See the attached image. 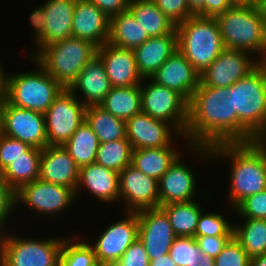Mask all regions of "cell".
Wrapping results in <instances>:
<instances>
[{
  "mask_svg": "<svg viewBox=\"0 0 266 266\" xmlns=\"http://www.w3.org/2000/svg\"><path fill=\"white\" fill-rule=\"evenodd\" d=\"M230 86H200L188 105L185 131L190 146L212 147L232 143V104Z\"/></svg>",
  "mask_w": 266,
  "mask_h": 266,
  "instance_id": "obj_1",
  "label": "cell"
},
{
  "mask_svg": "<svg viewBox=\"0 0 266 266\" xmlns=\"http://www.w3.org/2000/svg\"><path fill=\"white\" fill-rule=\"evenodd\" d=\"M203 158L226 157L231 161L229 200L232 208L246 197L266 189V149L259 141L223 143L215 146H191Z\"/></svg>",
  "mask_w": 266,
  "mask_h": 266,
  "instance_id": "obj_2",
  "label": "cell"
},
{
  "mask_svg": "<svg viewBox=\"0 0 266 266\" xmlns=\"http://www.w3.org/2000/svg\"><path fill=\"white\" fill-rule=\"evenodd\" d=\"M232 143L256 141L266 131V69L260 63L230 86Z\"/></svg>",
  "mask_w": 266,
  "mask_h": 266,
  "instance_id": "obj_3",
  "label": "cell"
},
{
  "mask_svg": "<svg viewBox=\"0 0 266 266\" xmlns=\"http://www.w3.org/2000/svg\"><path fill=\"white\" fill-rule=\"evenodd\" d=\"M177 47L201 74L225 49L215 17L193 15L176 26Z\"/></svg>",
  "mask_w": 266,
  "mask_h": 266,
  "instance_id": "obj_4",
  "label": "cell"
},
{
  "mask_svg": "<svg viewBox=\"0 0 266 266\" xmlns=\"http://www.w3.org/2000/svg\"><path fill=\"white\" fill-rule=\"evenodd\" d=\"M215 19L226 49L261 54L260 62L266 59V23L256 4L231 6L225 13L217 15Z\"/></svg>",
  "mask_w": 266,
  "mask_h": 266,
  "instance_id": "obj_5",
  "label": "cell"
},
{
  "mask_svg": "<svg viewBox=\"0 0 266 266\" xmlns=\"http://www.w3.org/2000/svg\"><path fill=\"white\" fill-rule=\"evenodd\" d=\"M92 42L71 36L31 55L57 82L69 88L84 66L97 55Z\"/></svg>",
  "mask_w": 266,
  "mask_h": 266,
  "instance_id": "obj_6",
  "label": "cell"
},
{
  "mask_svg": "<svg viewBox=\"0 0 266 266\" xmlns=\"http://www.w3.org/2000/svg\"><path fill=\"white\" fill-rule=\"evenodd\" d=\"M32 59L38 69L7 76L4 94L13 106L44 114L64 87Z\"/></svg>",
  "mask_w": 266,
  "mask_h": 266,
  "instance_id": "obj_7",
  "label": "cell"
},
{
  "mask_svg": "<svg viewBox=\"0 0 266 266\" xmlns=\"http://www.w3.org/2000/svg\"><path fill=\"white\" fill-rule=\"evenodd\" d=\"M64 239L32 240L0 232V266H59Z\"/></svg>",
  "mask_w": 266,
  "mask_h": 266,
  "instance_id": "obj_8",
  "label": "cell"
},
{
  "mask_svg": "<svg viewBox=\"0 0 266 266\" xmlns=\"http://www.w3.org/2000/svg\"><path fill=\"white\" fill-rule=\"evenodd\" d=\"M141 88V111L152 118L169 123L178 134H183L188 122L189 101L179 92L150 81Z\"/></svg>",
  "mask_w": 266,
  "mask_h": 266,
  "instance_id": "obj_9",
  "label": "cell"
},
{
  "mask_svg": "<svg viewBox=\"0 0 266 266\" xmlns=\"http://www.w3.org/2000/svg\"><path fill=\"white\" fill-rule=\"evenodd\" d=\"M76 97L64 88L44 113L48 146L64 145L85 121L86 107Z\"/></svg>",
  "mask_w": 266,
  "mask_h": 266,
  "instance_id": "obj_10",
  "label": "cell"
},
{
  "mask_svg": "<svg viewBox=\"0 0 266 266\" xmlns=\"http://www.w3.org/2000/svg\"><path fill=\"white\" fill-rule=\"evenodd\" d=\"M126 214L125 219L108 226L98 240L91 245L100 266H113L138 238L137 212H127Z\"/></svg>",
  "mask_w": 266,
  "mask_h": 266,
  "instance_id": "obj_11",
  "label": "cell"
},
{
  "mask_svg": "<svg viewBox=\"0 0 266 266\" xmlns=\"http://www.w3.org/2000/svg\"><path fill=\"white\" fill-rule=\"evenodd\" d=\"M246 51L224 49L200 74V86L228 87L253 71L260 61L252 60Z\"/></svg>",
  "mask_w": 266,
  "mask_h": 266,
  "instance_id": "obj_12",
  "label": "cell"
},
{
  "mask_svg": "<svg viewBox=\"0 0 266 266\" xmlns=\"http://www.w3.org/2000/svg\"><path fill=\"white\" fill-rule=\"evenodd\" d=\"M2 134L27 143L31 147L43 149L47 146L45 115L15 107L6 101Z\"/></svg>",
  "mask_w": 266,
  "mask_h": 266,
  "instance_id": "obj_13",
  "label": "cell"
},
{
  "mask_svg": "<svg viewBox=\"0 0 266 266\" xmlns=\"http://www.w3.org/2000/svg\"><path fill=\"white\" fill-rule=\"evenodd\" d=\"M75 192L68 187L37 179L16 192V204L21 201L35 212L55 215L75 201Z\"/></svg>",
  "mask_w": 266,
  "mask_h": 266,
  "instance_id": "obj_14",
  "label": "cell"
},
{
  "mask_svg": "<svg viewBox=\"0 0 266 266\" xmlns=\"http://www.w3.org/2000/svg\"><path fill=\"white\" fill-rule=\"evenodd\" d=\"M119 196L128 212L159 208V182L129 165L119 172Z\"/></svg>",
  "mask_w": 266,
  "mask_h": 266,
  "instance_id": "obj_15",
  "label": "cell"
},
{
  "mask_svg": "<svg viewBox=\"0 0 266 266\" xmlns=\"http://www.w3.org/2000/svg\"><path fill=\"white\" fill-rule=\"evenodd\" d=\"M139 220L138 238L143 243L149 260L169 253L176 237L167 215L160 209L137 212Z\"/></svg>",
  "mask_w": 266,
  "mask_h": 266,
  "instance_id": "obj_16",
  "label": "cell"
},
{
  "mask_svg": "<svg viewBox=\"0 0 266 266\" xmlns=\"http://www.w3.org/2000/svg\"><path fill=\"white\" fill-rule=\"evenodd\" d=\"M172 131L176 130L169 123L142 111L126 121V138L133 150L169 146L174 134Z\"/></svg>",
  "mask_w": 266,
  "mask_h": 266,
  "instance_id": "obj_17",
  "label": "cell"
},
{
  "mask_svg": "<svg viewBox=\"0 0 266 266\" xmlns=\"http://www.w3.org/2000/svg\"><path fill=\"white\" fill-rule=\"evenodd\" d=\"M150 79L158 85L179 92L188 101L200 84V74L179 50L174 52Z\"/></svg>",
  "mask_w": 266,
  "mask_h": 266,
  "instance_id": "obj_18",
  "label": "cell"
},
{
  "mask_svg": "<svg viewBox=\"0 0 266 266\" xmlns=\"http://www.w3.org/2000/svg\"><path fill=\"white\" fill-rule=\"evenodd\" d=\"M112 87L140 85L143 78L138 72L134 51L113 46L109 42L97 48Z\"/></svg>",
  "mask_w": 266,
  "mask_h": 266,
  "instance_id": "obj_19",
  "label": "cell"
},
{
  "mask_svg": "<svg viewBox=\"0 0 266 266\" xmlns=\"http://www.w3.org/2000/svg\"><path fill=\"white\" fill-rule=\"evenodd\" d=\"M79 167L63 145L45 146L40 157L39 179L71 188L78 184Z\"/></svg>",
  "mask_w": 266,
  "mask_h": 266,
  "instance_id": "obj_20",
  "label": "cell"
},
{
  "mask_svg": "<svg viewBox=\"0 0 266 266\" xmlns=\"http://www.w3.org/2000/svg\"><path fill=\"white\" fill-rule=\"evenodd\" d=\"M110 18L94 3L76 0L72 36L92 42L97 47L108 42Z\"/></svg>",
  "mask_w": 266,
  "mask_h": 266,
  "instance_id": "obj_21",
  "label": "cell"
},
{
  "mask_svg": "<svg viewBox=\"0 0 266 266\" xmlns=\"http://www.w3.org/2000/svg\"><path fill=\"white\" fill-rule=\"evenodd\" d=\"M185 165L180 156L161 176L159 182V207L194 201L196 188L194 172Z\"/></svg>",
  "mask_w": 266,
  "mask_h": 266,
  "instance_id": "obj_22",
  "label": "cell"
},
{
  "mask_svg": "<svg viewBox=\"0 0 266 266\" xmlns=\"http://www.w3.org/2000/svg\"><path fill=\"white\" fill-rule=\"evenodd\" d=\"M112 85L106 74L103 62L96 55L80 71L77 79L68 88L75 95L77 89L83 95L81 101L85 107L99 106L111 90Z\"/></svg>",
  "mask_w": 266,
  "mask_h": 266,
  "instance_id": "obj_23",
  "label": "cell"
},
{
  "mask_svg": "<svg viewBox=\"0 0 266 266\" xmlns=\"http://www.w3.org/2000/svg\"><path fill=\"white\" fill-rule=\"evenodd\" d=\"M178 50L177 34L150 37L135 48L134 54L139 74L143 79L152 75Z\"/></svg>",
  "mask_w": 266,
  "mask_h": 266,
  "instance_id": "obj_24",
  "label": "cell"
},
{
  "mask_svg": "<svg viewBox=\"0 0 266 266\" xmlns=\"http://www.w3.org/2000/svg\"><path fill=\"white\" fill-rule=\"evenodd\" d=\"M43 7L47 23L44 36L36 43L40 51L44 46L72 36V19L76 0H46Z\"/></svg>",
  "mask_w": 266,
  "mask_h": 266,
  "instance_id": "obj_25",
  "label": "cell"
},
{
  "mask_svg": "<svg viewBox=\"0 0 266 266\" xmlns=\"http://www.w3.org/2000/svg\"><path fill=\"white\" fill-rule=\"evenodd\" d=\"M81 186H85L102 202L112 203L120 198L119 173L100 166L96 162L79 168L78 184L75 191L76 198Z\"/></svg>",
  "mask_w": 266,
  "mask_h": 266,
  "instance_id": "obj_26",
  "label": "cell"
},
{
  "mask_svg": "<svg viewBox=\"0 0 266 266\" xmlns=\"http://www.w3.org/2000/svg\"><path fill=\"white\" fill-rule=\"evenodd\" d=\"M149 38L129 10L110 17L108 42L113 46L134 50Z\"/></svg>",
  "mask_w": 266,
  "mask_h": 266,
  "instance_id": "obj_27",
  "label": "cell"
},
{
  "mask_svg": "<svg viewBox=\"0 0 266 266\" xmlns=\"http://www.w3.org/2000/svg\"><path fill=\"white\" fill-rule=\"evenodd\" d=\"M169 145L162 148L132 150L131 165L145 175L160 180L161 176L180 156L176 148Z\"/></svg>",
  "mask_w": 266,
  "mask_h": 266,
  "instance_id": "obj_28",
  "label": "cell"
},
{
  "mask_svg": "<svg viewBox=\"0 0 266 266\" xmlns=\"http://www.w3.org/2000/svg\"><path fill=\"white\" fill-rule=\"evenodd\" d=\"M128 10L149 37L177 34L176 25L164 15L153 0H130Z\"/></svg>",
  "mask_w": 266,
  "mask_h": 266,
  "instance_id": "obj_29",
  "label": "cell"
},
{
  "mask_svg": "<svg viewBox=\"0 0 266 266\" xmlns=\"http://www.w3.org/2000/svg\"><path fill=\"white\" fill-rule=\"evenodd\" d=\"M99 106L126 122L129 118L141 112L140 85L112 87Z\"/></svg>",
  "mask_w": 266,
  "mask_h": 266,
  "instance_id": "obj_30",
  "label": "cell"
},
{
  "mask_svg": "<svg viewBox=\"0 0 266 266\" xmlns=\"http://www.w3.org/2000/svg\"><path fill=\"white\" fill-rule=\"evenodd\" d=\"M42 149L31 147L24 156L14 160L2 173L3 179L17 192L24 185L39 179Z\"/></svg>",
  "mask_w": 266,
  "mask_h": 266,
  "instance_id": "obj_31",
  "label": "cell"
},
{
  "mask_svg": "<svg viewBox=\"0 0 266 266\" xmlns=\"http://www.w3.org/2000/svg\"><path fill=\"white\" fill-rule=\"evenodd\" d=\"M85 121L91 127L100 143L126 138V122L100 106H88Z\"/></svg>",
  "mask_w": 266,
  "mask_h": 266,
  "instance_id": "obj_32",
  "label": "cell"
},
{
  "mask_svg": "<svg viewBox=\"0 0 266 266\" xmlns=\"http://www.w3.org/2000/svg\"><path fill=\"white\" fill-rule=\"evenodd\" d=\"M168 217L176 236L194 237L198 219L203 211L195 200L184 203H172L159 207Z\"/></svg>",
  "mask_w": 266,
  "mask_h": 266,
  "instance_id": "obj_33",
  "label": "cell"
},
{
  "mask_svg": "<svg viewBox=\"0 0 266 266\" xmlns=\"http://www.w3.org/2000/svg\"><path fill=\"white\" fill-rule=\"evenodd\" d=\"M100 142L91 127L84 121L63 145L79 168L95 162Z\"/></svg>",
  "mask_w": 266,
  "mask_h": 266,
  "instance_id": "obj_34",
  "label": "cell"
},
{
  "mask_svg": "<svg viewBox=\"0 0 266 266\" xmlns=\"http://www.w3.org/2000/svg\"><path fill=\"white\" fill-rule=\"evenodd\" d=\"M245 224L235 226L234 237L250 258L266 253V219L245 218Z\"/></svg>",
  "mask_w": 266,
  "mask_h": 266,
  "instance_id": "obj_35",
  "label": "cell"
},
{
  "mask_svg": "<svg viewBox=\"0 0 266 266\" xmlns=\"http://www.w3.org/2000/svg\"><path fill=\"white\" fill-rule=\"evenodd\" d=\"M132 150L127 138L100 143L95 162L119 173L125 167L131 165Z\"/></svg>",
  "mask_w": 266,
  "mask_h": 266,
  "instance_id": "obj_36",
  "label": "cell"
},
{
  "mask_svg": "<svg viewBox=\"0 0 266 266\" xmlns=\"http://www.w3.org/2000/svg\"><path fill=\"white\" fill-rule=\"evenodd\" d=\"M77 241L72 238H64L59 266H100L91 244L81 240Z\"/></svg>",
  "mask_w": 266,
  "mask_h": 266,
  "instance_id": "obj_37",
  "label": "cell"
},
{
  "mask_svg": "<svg viewBox=\"0 0 266 266\" xmlns=\"http://www.w3.org/2000/svg\"><path fill=\"white\" fill-rule=\"evenodd\" d=\"M169 254L177 266H194L203 255L194 237L176 236Z\"/></svg>",
  "mask_w": 266,
  "mask_h": 266,
  "instance_id": "obj_38",
  "label": "cell"
},
{
  "mask_svg": "<svg viewBox=\"0 0 266 266\" xmlns=\"http://www.w3.org/2000/svg\"><path fill=\"white\" fill-rule=\"evenodd\" d=\"M202 236H234V225L228 223L219 213H205L198 219L194 237Z\"/></svg>",
  "mask_w": 266,
  "mask_h": 266,
  "instance_id": "obj_39",
  "label": "cell"
},
{
  "mask_svg": "<svg viewBox=\"0 0 266 266\" xmlns=\"http://www.w3.org/2000/svg\"><path fill=\"white\" fill-rule=\"evenodd\" d=\"M214 266H250V257L233 236L214 258Z\"/></svg>",
  "mask_w": 266,
  "mask_h": 266,
  "instance_id": "obj_40",
  "label": "cell"
},
{
  "mask_svg": "<svg viewBox=\"0 0 266 266\" xmlns=\"http://www.w3.org/2000/svg\"><path fill=\"white\" fill-rule=\"evenodd\" d=\"M31 148L27 143L0 134V174Z\"/></svg>",
  "mask_w": 266,
  "mask_h": 266,
  "instance_id": "obj_41",
  "label": "cell"
},
{
  "mask_svg": "<svg viewBox=\"0 0 266 266\" xmlns=\"http://www.w3.org/2000/svg\"><path fill=\"white\" fill-rule=\"evenodd\" d=\"M239 217L266 219V189L242 200L235 208Z\"/></svg>",
  "mask_w": 266,
  "mask_h": 266,
  "instance_id": "obj_42",
  "label": "cell"
},
{
  "mask_svg": "<svg viewBox=\"0 0 266 266\" xmlns=\"http://www.w3.org/2000/svg\"><path fill=\"white\" fill-rule=\"evenodd\" d=\"M164 15L176 26L193 16L187 0H153Z\"/></svg>",
  "mask_w": 266,
  "mask_h": 266,
  "instance_id": "obj_43",
  "label": "cell"
},
{
  "mask_svg": "<svg viewBox=\"0 0 266 266\" xmlns=\"http://www.w3.org/2000/svg\"><path fill=\"white\" fill-rule=\"evenodd\" d=\"M113 266H149L143 243L137 238Z\"/></svg>",
  "mask_w": 266,
  "mask_h": 266,
  "instance_id": "obj_44",
  "label": "cell"
},
{
  "mask_svg": "<svg viewBox=\"0 0 266 266\" xmlns=\"http://www.w3.org/2000/svg\"><path fill=\"white\" fill-rule=\"evenodd\" d=\"M16 207V192L0 174V232L4 230L5 221ZM3 228V229H2Z\"/></svg>",
  "mask_w": 266,
  "mask_h": 266,
  "instance_id": "obj_45",
  "label": "cell"
},
{
  "mask_svg": "<svg viewBox=\"0 0 266 266\" xmlns=\"http://www.w3.org/2000/svg\"><path fill=\"white\" fill-rule=\"evenodd\" d=\"M233 236L194 237L203 254L215 258Z\"/></svg>",
  "mask_w": 266,
  "mask_h": 266,
  "instance_id": "obj_46",
  "label": "cell"
},
{
  "mask_svg": "<svg viewBox=\"0 0 266 266\" xmlns=\"http://www.w3.org/2000/svg\"><path fill=\"white\" fill-rule=\"evenodd\" d=\"M94 3L109 18L128 10L130 0H88Z\"/></svg>",
  "mask_w": 266,
  "mask_h": 266,
  "instance_id": "obj_47",
  "label": "cell"
},
{
  "mask_svg": "<svg viewBox=\"0 0 266 266\" xmlns=\"http://www.w3.org/2000/svg\"><path fill=\"white\" fill-rule=\"evenodd\" d=\"M31 25H33L34 36H36L35 42L37 43L43 36L45 32V27L47 23V18L43 5L39 8L34 9L30 15Z\"/></svg>",
  "mask_w": 266,
  "mask_h": 266,
  "instance_id": "obj_48",
  "label": "cell"
},
{
  "mask_svg": "<svg viewBox=\"0 0 266 266\" xmlns=\"http://www.w3.org/2000/svg\"><path fill=\"white\" fill-rule=\"evenodd\" d=\"M230 7L228 0H205V17H216Z\"/></svg>",
  "mask_w": 266,
  "mask_h": 266,
  "instance_id": "obj_49",
  "label": "cell"
},
{
  "mask_svg": "<svg viewBox=\"0 0 266 266\" xmlns=\"http://www.w3.org/2000/svg\"><path fill=\"white\" fill-rule=\"evenodd\" d=\"M187 4L193 15L205 17V0H187Z\"/></svg>",
  "mask_w": 266,
  "mask_h": 266,
  "instance_id": "obj_50",
  "label": "cell"
},
{
  "mask_svg": "<svg viewBox=\"0 0 266 266\" xmlns=\"http://www.w3.org/2000/svg\"><path fill=\"white\" fill-rule=\"evenodd\" d=\"M149 266H177L170 254L162 255L154 260H149Z\"/></svg>",
  "mask_w": 266,
  "mask_h": 266,
  "instance_id": "obj_51",
  "label": "cell"
},
{
  "mask_svg": "<svg viewBox=\"0 0 266 266\" xmlns=\"http://www.w3.org/2000/svg\"><path fill=\"white\" fill-rule=\"evenodd\" d=\"M250 266H266V253L250 258Z\"/></svg>",
  "mask_w": 266,
  "mask_h": 266,
  "instance_id": "obj_52",
  "label": "cell"
},
{
  "mask_svg": "<svg viewBox=\"0 0 266 266\" xmlns=\"http://www.w3.org/2000/svg\"><path fill=\"white\" fill-rule=\"evenodd\" d=\"M228 3L233 6H252L256 4V0H228Z\"/></svg>",
  "mask_w": 266,
  "mask_h": 266,
  "instance_id": "obj_53",
  "label": "cell"
},
{
  "mask_svg": "<svg viewBox=\"0 0 266 266\" xmlns=\"http://www.w3.org/2000/svg\"><path fill=\"white\" fill-rule=\"evenodd\" d=\"M6 104L5 94H0V134H2L3 130V111Z\"/></svg>",
  "mask_w": 266,
  "mask_h": 266,
  "instance_id": "obj_54",
  "label": "cell"
},
{
  "mask_svg": "<svg viewBox=\"0 0 266 266\" xmlns=\"http://www.w3.org/2000/svg\"><path fill=\"white\" fill-rule=\"evenodd\" d=\"M256 6L259 10L261 17L266 23V0H256Z\"/></svg>",
  "mask_w": 266,
  "mask_h": 266,
  "instance_id": "obj_55",
  "label": "cell"
},
{
  "mask_svg": "<svg viewBox=\"0 0 266 266\" xmlns=\"http://www.w3.org/2000/svg\"><path fill=\"white\" fill-rule=\"evenodd\" d=\"M194 266H214V258L208 256L207 254H203L201 261Z\"/></svg>",
  "mask_w": 266,
  "mask_h": 266,
  "instance_id": "obj_56",
  "label": "cell"
},
{
  "mask_svg": "<svg viewBox=\"0 0 266 266\" xmlns=\"http://www.w3.org/2000/svg\"><path fill=\"white\" fill-rule=\"evenodd\" d=\"M1 65L2 64L0 62V94H4L5 93V89H6L7 77H6V74L3 71V68L1 67Z\"/></svg>",
  "mask_w": 266,
  "mask_h": 266,
  "instance_id": "obj_57",
  "label": "cell"
},
{
  "mask_svg": "<svg viewBox=\"0 0 266 266\" xmlns=\"http://www.w3.org/2000/svg\"><path fill=\"white\" fill-rule=\"evenodd\" d=\"M257 141H259V143L266 149V131L257 139Z\"/></svg>",
  "mask_w": 266,
  "mask_h": 266,
  "instance_id": "obj_58",
  "label": "cell"
},
{
  "mask_svg": "<svg viewBox=\"0 0 266 266\" xmlns=\"http://www.w3.org/2000/svg\"><path fill=\"white\" fill-rule=\"evenodd\" d=\"M260 63H261V64L264 66V68L266 69V59L262 60Z\"/></svg>",
  "mask_w": 266,
  "mask_h": 266,
  "instance_id": "obj_59",
  "label": "cell"
}]
</instances>
